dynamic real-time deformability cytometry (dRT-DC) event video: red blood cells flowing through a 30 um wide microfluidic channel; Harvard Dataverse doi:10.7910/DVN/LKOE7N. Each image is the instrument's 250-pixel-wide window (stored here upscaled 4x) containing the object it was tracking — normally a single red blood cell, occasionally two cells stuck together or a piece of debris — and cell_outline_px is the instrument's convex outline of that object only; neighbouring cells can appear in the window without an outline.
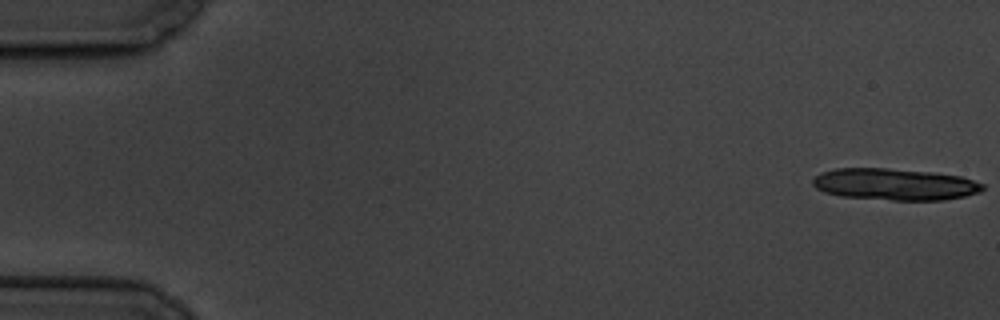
{"species": "common noctule bat (a hibernating species)", "species_latin": "Nyctalus noctula", "temperature_condition": "cold", "stored_images_in_passage": 7, "camera_frame_rate_fps": 3000, "um_per_image_px": 0.085, "animal": {"sex": "male", "body_mass_g": 19.5, "forearm_length_mm": 54.6}, "frame": {"image": 1, "passage_image": 1, "time_ms": 0.0, "image_size_px": [1000, 320], "cell_outline_px": [[984, 188], [980, 192], [964, 196], [944, 200], [892, 200], [840, 196], [824, 192], [816, 188], [812, 184], [812, 180], [820, 172], [836, 168], [888, 168], [932, 172], [960, 176], [984, 184]], "centroid_in_image_um": [76.03, 15.66], "position_along_channel_um": 9.0, "area_um2": 31.44}}
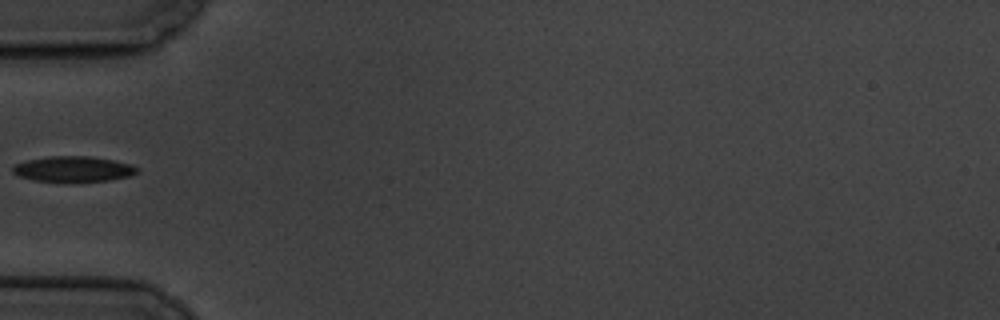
{"frame": {"image": 2, "passage_image": 7, "time_ms": 6.667, "image_size_px": [1000, 320], "cell_outline_px": [[140, 168], [132, 176], [108, 180], [72, 184], [36, 180], [20, 176], [12, 172], [12, 168], [16, 164], [24, 160], [48, 156], [88, 156], [112, 160], [132, 164]], "centroid_in_image_um": [6.24, 14.39], "position_along_channel_um": 78.8, "area_um2": 19.07}}